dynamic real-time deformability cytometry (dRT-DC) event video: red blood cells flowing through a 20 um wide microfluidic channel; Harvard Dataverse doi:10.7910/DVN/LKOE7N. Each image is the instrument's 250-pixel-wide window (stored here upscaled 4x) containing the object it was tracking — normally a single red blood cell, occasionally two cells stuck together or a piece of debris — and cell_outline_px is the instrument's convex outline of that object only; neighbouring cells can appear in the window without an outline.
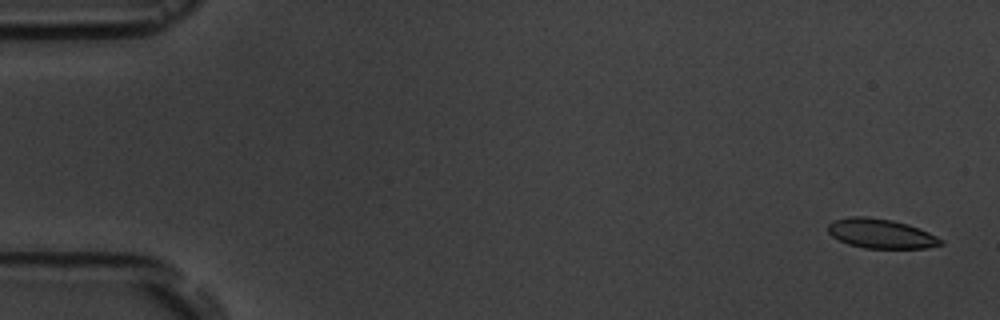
{"species": "common noctule bat (a hibernating species)", "species_latin": "Nyctalus noctula", "temperature_condition": "room temperature", "stored_images_in_passage": 6, "camera_frame_rate_fps": 3000, "um_per_image_px": 0.085, "animal": {"sex": "male", "body_mass_g": 19.5, "forearm_length_mm": 54.6}, "frame": {"image": 1, "passage_image": 1, "time_ms": 0.0, "image_size_px": [1000, 320], "cell_outline_px": [[944, 244], [928, 248], [864, 248], [848, 244], [832, 236], [828, 232], [828, 224], [832, 220], [852, 216], [864, 216], [892, 220], [908, 224], [920, 228], [944, 240]], "centroid_in_image_um": [74.89, 19.85], "position_along_channel_um": 10.1, "area_um2": 19.48}}